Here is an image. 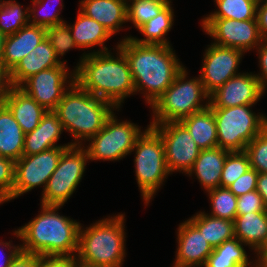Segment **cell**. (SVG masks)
Returning <instances> with one entry per match:
<instances>
[{"mask_svg":"<svg viewBox=\"0 0 267 267\" xmlns=\"http://www.w3.org/2000/svg\"><path fill=\"white\" fill-rule=\"evenodd\" d=\"M69 147L60 146L38 154L22 156L15 161L12 194L2 203L14 200L36 187L42 186L44 192L52 173L57 168L62 153Z\"/></svg>","mask_w":267,"mask_h":267,"instance_id":"cell-11","label":"cell"},{"mask_svg":"<svg viewBox=\"0 0 267 267\" xmlns=\"http://www.w3.org/2000/svg\"><path fill=\"white\" fill-rule=\"evenodd\" d=\"M251 168L248 155L243 152H229L223 165L220 187L228 188Z\"/></svg>","mask_w":267,"mask_h":267,"instance_id":"cell-36","label":"cell"},{"mask_svg":"<svg viewBox=\"0 0 267 267\" xmlns=\"http://www.w3.org/2000/svg\"><path fill=\"white\" fill-rule=\"evenodd\" d=\"M135 152V176L141 198L148 206L169 175L165 161V148L161 136L151 127L136 139L131 151Z\"/></svg>","mask_w":267,"mask_h":267,"instance_id":"cell-7","label":"cell"},{"mask_svg":"<svg viewBox=\"0 0 267 267\" xmlns=\"http://www.w3.org/2000/svg\"><path fill=\"white\" fill-rule=\"evenodd\" d=\"M258 51V52H257ZM258 57V66L260 70L255 76L258 78L263 90H267V40H263L261 44L256 48Z\"/></svg>","mask_w":267,"mask_h":267,"instance_id":"cell-42","label":"cell"},{"mask_svg":"<svg viewBox=\"0 0 267 267\" xmlns=\"http://www.w3.org/2000/svg\"><path fill=\"white\" fill-rule=\"evenodd\" d=\"M3 103L13 114L24 134L32 132L47 110L19 87H12Z\"/></svg>","mask_w":267,"mask_h":267,"instance_id":"cell-23","label":"cell"},{"mask_svg":"<svg viewBox=\"0 0 267 267\" xmlns=\"http://www.w3.org/2000/svg\"><path fill=\"white\" fill-rule=\"evenodd\" d=\"M130 37L120 39L117 47L128 61L136 94H143L145 103L151 107L185 65L172 46L139 44Z\"/></svg>","mask_w":267,"mask_h":267,"instance_id":"cell-1","label":"cell"},{"mask_svg":"<svg viewBox=\"0 0 267 267\" xmlns=\"http://www.w3.org/2000/svg\"><path fill=\"white\" fill-rule=\"evenodd\" d=\"M116 110L120 109L81 89L74 82L63 94L54 112L58 115L64 131L69 132L74 139L70 143L83 146L104 127L107 118Z\"/></svg>","mask_w":267,"mask_h":267,"instance_id":"cell-4","label":"cell"},{"mask_svg":"<svg viewBox=\"0 0 267 267\" xmlns=\"http://www.w3.org/2000/svg\"><path fill=\"white\" fill-rule=\"evenodd\" d=\"M117 46L116 57L111 50L84 52L74 68V78L81 89L120 109L124 100L136 92L128 61Z\"/></svg>","mask_w":267,"mask_h":267,"instance_id":"cell-2","label":"cell"},{"mask_svg":"<svg viewBox=\"0 0 267 267\" xmlns=\"http://www.w3.org/2000/svg\"><path fill=\"white\" fill-rule=\"evenodd\" d=\"M79 9L113 36L127 23V0H79ZM123 25V26H122Z\"/></svg>","mask_w":267,"mask_h":267,"instance_id":"cell-21","label":"cell"},{"mask_svg":"<svg viewBox=\"0 0 267 267\" xmlns=\"http://www.w3.org/2000/svg\"><path fill=\"white\" fill-rule=\"evenodd\" d=\"M155 1H161V2H172V0H155Z\"/></svg>","mask_w":267,"mask_h":267,"instance_id":"cell-54","label":"cell"},{"mask_svg":"<svg viewBox=\"0 0 267 267\" xmlns=\"http://www.w3.org/2000/svg\"><path fill=\"white\" fill-rule=\"evenodd\" d=\"M12 243V240L7 242L0 240V267H9L12 261L21 252V245H13ZM4 248L8 250H6L8 253L2 252Z\"/></svg>","mask_w":267,"mask_h":267,"instance_id":"cell-43","label":"cell"},{"mask_svg":"<svg viewBox=\"0 0 267 267\" xmlns=\"http://www.w3.org/2000/svg\"><path fill=\"white\" fill-rule=\"evenodd\" d=\"M244 152L248 155L252 169L267 173V126L247 144Z\"/></svg>","mask_w":267,"mask_h":267,"instance_id":"cell-38","label":"cell"},{"mask_svg":"<svg viewBox=\"0 0 267 267\" xmlns=\"http://www.w3.org/2000/svg\"><path fill=\"white\" fill-rule=\"evenodd\" d=\"M10 71L0 62V104L3 103L9 90L12 88Z\"/></svg>","mask_w":267,"mask_h":267,"instance_id":"cell-45","label":"cell"},{"mask_svg":"<svg viewBox=\"0 0 267 267\" xmlns=\"http://www.w3.org/2000/svg\"><path fill=\"white\" fill-rule=\"evenodd\" d=\"M171 5V3H168L157 16L151 18L137 29L144 38H137L136 36H131L130 38L139 44L172 46L167 37H165L174 25L175 15Z\"/></svg>","mask_w":267,"mask_h":267,"instance_id":"cell-29","label":"cell"},{"mask_svg":"<svg viewBox=\"0 0 267 267\" xmlns=\"http://www.w3.org/2000/svg\"><path fill=\"white\" fill-rule=\"evenodd\" d=\"M260 34L267 40V3H258L256 14Z\"/></svg>","mask_w":267,"mask_h":267,"instance_id":"cell-47","label":"cell"},{"mask_svg":"<svg viewBox=\"0 0 267 267\" xmlns=\"http://www.w3.org/2000/svg\"><path fill=\"white\" fill-rule=\"evenodd\" d=\"M5 39H6V36L3 33L0 32V62H1V59H2V55H3Z\"/></svg>","mask_w":267,"mask_h":267,"instance_id":"cell-49","label":"cell"},{"mask_svg":"<svg viewBox=\"0 0 267 267\" xmlns=\"http://www.w3.org/2000/svg\"><path fill=\"white\" fill-rule=\"evenodd\" d=\"M254 105L211 108L216 121L218 147L243 152L248 143L267 126V115L255 113Z\"/></svg>","mask_w":267,"mask_h":267,"instance_id":"cell-8","label":"cell"},{"mask_svg":"<svg viewBox=\"0 0 267 267\" xmlns=\"http://www.w3.org/2000/svg\"><path fill=\"white\" fill-rule=\"evenodd\" d=\"M74 82V70L69 71L65 63L32 75L19 88L47 111H54Z\"/></svg>","mask_w":267,"mask_h":267,"instance_id":"cell-14","label":"cell"},{"mask_svg":"<svg viewBox=\"0 0 267 267\" xmlns=\"http://www.w3.org/2000/svg\"><path fill=\"white\" fill-rule=\"evenodd\" d=\"M264 267H267V257L261 262Z\"/></svg>","mask_w":267,"mask_h":267,"instance_id":"cell-52","label":"cell"},{"mask_svg":"<svg viewBox=\"0 0 267 267\" xmlns=\"http://www.w3.org/2000/svg\"><path fill=\"white\" fill-rule=\"evenodd\" d=\"M180 122L188 129L201 150L218 147L216 121L209 106Z\"/></svg>","mask_w":267,"mask_h":267,"instance_id":"cell-28","label":"cell"},{"mask_svg":"<svg viewBox=\"0 0 267 267\" xmlns=\"http://www.w3.org/2000/svg\"><path fill=\"white\" fill-rule=\"evenodd\" d=\"M217 9L203 18L257 19L258 0H214Z\"/></svg>","mask_w":267,"mask_h":267,"instance_id":"cell-31","label":"cell"},{"mask_svg":"<svg viewBox=\"0 0 267 267\" xmlns=\"http://www.w3.org/2000/svg\"><path fill=\"white\" fill-rule=\"evenodd\" d=\"M46 38V28L28 24L6 36L1 62L11 71L21 59Z\"/></svg>","mask_w":267,"mask_h":267,"instance_id":"cell-22","label":"cell"},{"mask_svg":"<svg viewBox=\"0 0 267 267\" xmlns=\"http://www.w3.org/2000/svg\"><path fill=\"white\" fill-rule=\"evenodd\" d=\"M211 202V216L234 221L237 216V197L228 189L217 187L207 191Z\"/></svg>","mask_w":267,"mask_h":267,"instance_id":"cell-33","label":"cell"},{"mask_svg":"<svg viewBox=\"0 0 267 267\" xmlns=\"http://www.w3.org/2000/svg\"><path fill=\"white\" fill-rule=\"evenodd\" d=\"M74 257L71 256H40L37 267H71Z\"/></svg>","mask_w":267,"mask_h":267,"instance_id":"cell-44","label":"cell"},{"mask_svg":"<svg viewBox=\"0 0 267 267\" xmlns=\"http://www.w3.org/2000/svg\"><path fill=\"white\" fill-rule=\"evenodd\" d=\"M188 74L187 68L183 67L174 82L150 107L153 114L150 124L180 122L209 106V95L200 76L187 79Z\"/></svg>","mask_w":267,"mask_h":267,"instance_id":"cell-6","label":"cell"},{"mask_svg":"<svg viewBox=\"0 0 267 267\" xmlns=\"http://www.w3.org/2000/svg\"><path fill=\"white\" fill-rule=\"evenodd\" d=\"M228 153L229 151L220 147L201 150L187 176L192 177L194 174L205 193L220 187L221 173Z\"/></svg>","mask_w":267,"mask_h":267,"instance_id":"cell-24","label":"cell"},{"mask_svg":"<svg viewBox=\"0 0 267 267\" xmlns=\"http://www.w3.org/2000/svg\"><path fill=\"white\" fill-rule=\"evenodd\" d=\"M234 235L256 254L254 258L261 263L267 242V212L237 215L234 219Z\"/></svg>","mask_w":267,"mask_h":267,"instance_id":"cell-19","label":"cell"},{"mask_svg":"<svg viewBox=\"0 0 267 267\" xmlns=\"http://www.w3.org/2000/svg\"><path fill=\"white\" fill-rule=\"evenodd\" d=\"M33 3H32V6L28 7L29 9V12H28V15H29V24L31 25H37V26H40V27H43V28H48V27H51L53 25H58V24H61V23H64L66 22L64 20V18L62 19L60 17V14L64 7V4L62 3L63 0H55L61 8H58V9H54V7H51L53 8L54 10H48V1L49 0H31ZM54 1V0H51V2ZM54 1V2H55ZM53 2V3H54ZM51 6V4H50ZM56 7V6H55ZM54 11V12H52Z\"/></svg>","mask_w":267,"mask_h":267,"instance_id":"cell-35","label":"cell"},{"mask_svg":"<svg viewBox=\"0 0 267 267\" xmlns=\"http://www.w3.org/2000/svg\"><path fill=\"white\" fill-rule=\"evenodd\" d=\"M251 212H267L263 199L256 190L237 197V215Z\"/></svg>","mask_w":267,"mask_h":267,"instance_id":"cell-40","label":"cell"},{"mask_svg":"<svg viewBox=\"0 0 267 267\" xmlns=\"http://www.w3.org/2000/svg\"><path fill=\"white\" fill-rule=\"evenodd\" d=\"M14 173L15 161L0 156V204L12 194Z\"/></svg>","mask_w":267,"mask_h":267,"instance_id":"cell-39","label":"cell"},{"mask_svg":"<svg viewBox=\"0 0 267 267\" xmlns=\"http://www.w3.org/2000/svg\"><path fill=\"white\" fill-rule=\"evenodd\" d=\"M168 3L172 2L127 0V22L132 23L138 29L148 20L157 16Z\"/></svg>","mask_w":267,"mask_h":267,"instance_id":"cell-34","label":"cell"},{"mask_svg":"<svg viewBox=\"0 0 267 267\" xmlns=\"http://www.w3.org/2000/svg\"><path fill=\"white\" fill-rule=\"evenodd\" d=\"M171 267H191V266H180V265H177V264L173 263V266H171Z\"/></svg>","mask_w":267,"mask_h":267,"instance_id":"cell-53","label":"cell"},{"mask_svg":"<svg viewBox=\"0 0 267 267\" xmlns=\"http://www.w3.org/2000/svg\"><path fill=\"white\" fill-rule=\"evenodd\" d=\"M46 38L60 60L71 49H78L67 21L46 28Z\"/></svg>","mask_w":267,"mask_h":267,"instance_id":"cell-37","label":"cell"},{"mask_svg":"<svg viewBox=\"0 0 267 267\" xmlns=\"http://www.w3.org/2000/svg\"><path fill=\"white\" fill-rule=\"evenodd\" d=\"M28 9V6L24 8L16 0H5L0 7V32L9 36L28 25Z\"/></svg>","mask_w":267,"mask_h":267,"instance_id":"cell-32","label":"cell"},{"mask_svg":"<svg viewBox=\"0 0 267 267\" xmlns=\"http://www.w3.org/2000/svg\"><path fill=\"white\" fill-rule=\"evenodd\" d=\"M24 132L8 107L0 104V153L2 157L17 161L22 157Z\"/></svg>","mask_w":267,"mask_h":267,"instance_id":"cell-26","label":"cell"},{"mask_svg":"<svg viewBox=\"0 0 267 267\" xmlns=\"http://www.w3.org/2000/svg\"><path fill=\"white\" fill-rule=\"evenodd\" d=\"M188 220L203 234L213 248L235 237L234 221L211 216L205 211L197 212Z\"/></svg>","mask_w":267,"mask_h":267,"instance_id":"cell-30","label":"cell"},{"mask_svg":"<svg viewBox=\"0 0 267 267\" xmlns=\"http://www.w3.org/2000/svg\"><path fill=\"white\" fill-rule=\"evenodd\" d=\"M67 62L60 60L52 48L49 40H42L26 57L10 71L12 86L19 87L26 79L38 72L64 65Z\"/></svg>","mask_w":267,"mask_h":267,"instance_id":"cell-18","label":"cell"},{"mask_svg":"<svg viewBox=\"0 0 267 267\" xmlns=\"http://www.w3.org/2000/svg\"><path fill=\"white\" fill-rule=\"evenodd\" d=\"M78 11L75 23L72 25L69 23L72 37L78 48L85 50L95 46L101 47L96 51H87L86 54L110 51L104 44L111 39L112 35L103 25L88 17L80 9Z\"/></svg>","mask_w":267,"mask_h":267,"instance_id":"cell-25","label":"cell"},{"mask_svg":"<svg viewBox=\"0 0 267 267\" xmlns=\"http://www.w3.org/2000/svg\"><path fill=\"white\" fill-rule=\"evenodd\" d=\"M71 267H95V266H89L86 265L84 263H80L79 261H77L76 259L73 261V264Z\"/></svg>","mask_w":267,"mask_h":267,"instance_id":"cell-50","label":"cell"},{"mask_svg":"<svg viewBox=\"0 0 267 267\" xmlns=\"http://www.w3.org/2000/svg\"><path fill=\"white\" fill-rule=\"evenodd\" d=\"M244 246L236 237L224 241L213 248L203 267H257L259 260L255 258L251 261Z\"/></svg>","mask_w":267,"mask_h":267,"instance_id":"cell-27","label":"cell"},{"mask_svg":"<svg viewBox=\"0 0 267 267\" xmlns=\"http://www.w3.org/2000/svg\"><path fill=\"white\" fill-rule=\"evenodd\" d=\"M257 267H264L261 263Z\"/></svg>","mask_w":267,"mask_h":267,"instance_id":"cell-57","label":"cell"},{"mask_svg":"<svg viewBox=\"0 0 267 267\" xmlns=\"http://www.w3.org/2000/svg\"><path fill=\"white\" fill-rule=\"evenodd\" d=\"M258 3H267V0H258Z\"/></svg>","mask_w":267,"mask_h":267,"instance_id":"cell-55","label":"cell"},{"mask_svg":"<svg viewBox=\"0 0 267 267\" xmlns=\"http://www.w3.org/2000/svg\"><path fill=\"white\" fill-rule=\"evenodd\" d=\"M200 79L206 93L210 96L228 79L241 73L239 65L245 52L236 48L211 43L203 53Z\"/></svg>","mask_w":267,"mask_h":267,"instance_id":"cell-15","label":"cell"},{"mask_svg":"<svg viewBox=\"0 0 267 267\" xmlns=\"http://www.w3.org/2000/svg\"><path fill=\"white\" fill-rule=\"evenodd\" d=\"M4 1L5 0H0V7L2 6V4H3Z\"/></svg>","mask_w":267,"mask_h":267,"instance_id":"cell-56","label":"cell"},{"mask_svg":"<svg viewBox=\"0 0 267 267\" xmlns=\"http://www.w3.org/2000/svg\"><path fill=\"white\" fill-rule=\"evenodd\" d=\"M177 229L174 264L203 267L213 247L188 219L180 223Z\"/></svg>","mask_w":267,"mask_h":267,"instance_id":"cell-17","label":"cell"},{"mask_svg":"<svg viewBox=\"0 0 267 267\" xmlns=\"http://www.w3.org/2000/svg\"><path fill=\"white\" fill-rule=\"evenodd\" d=\"M62 207L40 204V213L14 230L13 235L22 242L21 252L75 258L82 224L73 218L59 215L58 211Z\"/></svg>","mask_w":267,"mask_h":267,"instance_id":"cell-3","label":"cell"},{"mask_svg":"<svg viewBox=\"0 0 267 267\" xmlns=\"http://www.w3.org/2000/svg\"><path fill=\"white\" fill-rule=\"evenodd\" d=\"M201 27L213 44L236 48L247 53L256 49L264 40L257 19L235 20L227 18H202Z\"/></svg>","mask_w":267,"mask_h":267,"instance_id":"cell-13","label":"cell"},{"mask_svg":"<svg viewBox=\"0 0 267 267\" xmlns=\"http://www.w3.org/2000/svg\"><path fill=\"white\" fill-rule=\"evenodd\" d=\"M259 173L250 168L246 173L241 175L237 180H235L228 189L236 196L239 197L247 192L256 190L257 188V178Z\"/></svg>","mask_w":267,"mask_h":267,"instance_id":"cell-41","label":"cell"},{"mask_svg":"<svg viewBox=\"0 0 267 267\" xmlns=\"http://www.w3.org/2000/svg\"><path fill=\"white\" fill-rule=\"evenodd\" d=\"M63 131L58 115L54 111H47L39 125L32 132L25 134L22 156L38 154L54 147H71L70 142L57 145Z\"/></svg>","mask_w":267,"mask_h":267,"instance_id":"cell-20","label":"cell"},{"mask_svg":"<svg viewBox=\"0 0 267 267\" xmlns=\"http://www.w3.org/2000/svg\"><path fill=\"white\" fill-rule=\"evenodd\" d=\"M113 113L107 118L104 127L87 144H83L90 161H119L125 158L143 133L141 127L129 121H119ZM86 145V146H84Z\"/></svg>","mask_w":267,"mask_h":267,"instance_id":"cell-9","label":"cell"},{"mask_svg":"<svg viewBox=\"0 0 267 267\" xmlns=\"http://www.w3.org/2000/svg\"><path fill=\"white\" fill-rule=\"evenodd\" d=\"M256 191L261 195L267 209V173H259Z\"/></svg>","mask_w":267,"mask_h":267,"instance_id":"cell-48","label":"cell"},{"mask_svg":"<svg viewBox=\"0 0 267 267\" xmlns=\"http://www.w3.org/2000/svg\"><path fill=\"white\" fill-rule=\"evenodd\" d=\"M258 78L253 72H242L228 79L209 96L210 108H229L255 105L264 96Z\"/></svg>","mask_w":267,"mask_h":267,"instance_id":"cell-16","label":"cell"},{"mask_svg":"<svg viewBox=\"0 0 267 267\" xmlns=\"http://www.w3.org/2000/svg\"><path fill=\"white\" fill-rule=\"evenodd\" d=\"M160 136L165 148V161L170 174L192 169L201 149L181 122L149 124Z\"/></svg>","mask_w":267,"mask_h":267,"instance_id":"cell-12","label":"cell"},{"mask_svg":"<svg viewBox=\"0 0 267 267\" xmlns=\"http://www.w3.org/2000/svg\"><path fill=\"white\" fill-rule=\"evenodd\" d=\"M88 161V152L83 146L67 148L48 180L40 204L64 206L81 182Z\"/></svg>","mask_w":267,"mask_h":267,"instance_id":"cell-10","label":"cell"},{"mask_svg":"<svg viewBox=\"0 0 267 267\" xmlns=\"http://www.w3.org/2000/svg\"><path fill=\"white\" fill-rule=\"evenodd\" d=\"M267 257V242L264 245V259Z\"/></svg>","mask_w":267,"mask_h":267,"instance_id":"cell-51","label":"cell"},{"mask_svg":"<svg viewBox=\"0 0 267 267\" xmlns=\"http://www.w3.org/2000/svg\"><path fill=\"white\" fill-rule=\"evenodd\" d=\"M39 255L20 252L9 267H37Z\"/></svg>","mask_w":267,"mask_h":267,"instance_id":"cell-46","label":"cell"},{"mask_svg":"<svg viewBox=\"0 0 267 267\" xmlns=\"http://www.w3.org/2000/svg\"><path fill=\"white\" fill-rule=\"evenodd\" d=\"M125 214L80 226L75 259L95 267H122L126 257Z\"/></svg>","mask_w":267,"mask_h":267,"instance_id":"cell-5","label":"cell"}]
</instances>
